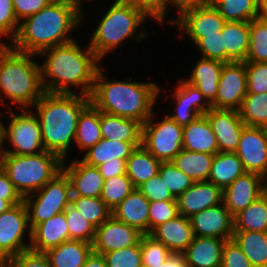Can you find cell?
I'll list each match as a JSON object with an SVG mask.
<instances>
[{"label": "cell", "instance_id": "obj_1", "mask_svg": "<svg viewBox=\"0 0 267 267\" xmlns=\"http://www.w3.org/2000/svg\"><path fill=\"white\" fill-rule=\"evenodd\" d=\"M87 46L82 50L74 40L48 48L39 54L47 57L41 65L45 92L70 94L74 93L70 90L73 86H79L80 94L90 97L101 60Z\"/></svg>", "mask_w": 267, "mask_h": 267}, {"label": "cell", "instance_id": "obj_2", "mask_svg": "<svg viewBox=\"0 0 267 267\" xmlns=\"http://www.w3.org/2000/svg\"><path fill=\"white\" fill-rule=\"evenodd\" d=\"M79 4L53 0L49 5L19 23L9 45L15 50L39 55L42 51L74 41L69 32L82 20Z\"/></svg>", "mask_w": 267, "mask_h": 267}, {"label": "cell", "instance_id": "obj_3", "mask_svg": "<svg viewBox=\"0 0 267 267\" xmlns=\"http://www.w3.org/2000/svg\"><path fill=\"white\" fill-rule=\"evenodd\" d=\"M90 97L76 93H48L34 104L40 121L45 151L57 154L66 161L68 149L75 141L81 111Z\"/></svg>", "mask_w": 267, "mask_h": 267}, {"label": "cell", "instance_id": "obj_4", "mask_svg": "<svg viewBox=\"0 0 267 267\" xmlns=\"http://www.w3.org/2000/svg\"><path fill=\"white\" fill-rule=\"evenodd\" d=\"M99 68L90 95V102L111 115L138 120L144 124L153 113L160 87L153 82L107 81Z\"/></svg>", "mask_w": 267, "mask_h": 267}, {"label": "cell", "instance_id": "obj_5", "mask_svg": "<svg viewBox=\"0 0 267 267\" xmlns=\"http://www.w3.org/2000/svg\"><path fill=\"white\" fill-rule=\"evenodd\" d=\"M0 41V89L10 104L20 109L33 106L45 93L42 85L41 65L32 57Z\"/></svg>", "mask_w": 267, "mask_h": 267}, {"label": "cell", "instance_id": "obj_6", "mask_svg": "<svg viewBox=\"0 0 267 267\" xmlns=\"http://www.w3.org/2000/svg\"><path fill=\"white\" fill-rule=\"evenodd\" d=\"M148 17L153 18L144 8L125 0H115L93 32L89 47L101 60L119 44H124L125 39L137 35L136 40L140 42L146 34H136V31Z\"/></svg>", "mask_w": 267, "mask_h": 267}, {"label": "cell", "instance_id": "obj_7", "mask_svg": "<svg viewBox=\"0 0 267 267\" xmlns=\"http://www.w3.org/2000/svg\"><path fill=\"white\" fill-rule=\"evenodd\" d=\"M63 160L55 153L35 155L0 153V167L24 198L40 190L62 171Z\"/></svg>", "mask_w": 267, "mask_h": 267}, {"label": "cell", "instance_id": "obj_8", "mask_svg": "<svg viewBox=\"0 0 267 267\" xmlns=\"http://www.w3.org/2000/svg\"><path fill=\"white\" fill-rule=\"evenodd\" d=\"M36 194L32 193L24 197L30 226L28 237H30V230L34 226L64 212L70 205L72 196L70 181L66 174L61 171L40 190L36 191Z\"/></svg>", "mask_w": 267, "mask_h": 267}, {"label": "cell", "instance_id": "obj_9", "mask_svg": "<svg viewBox=\"0 0 267 267\" xmlns=\"http://www.w3.org/2000/svg\"><path fill=\"white\" fill-rule=\"evenodd\" d=\"M8 113L11 118L8 125L1 122L0 153L35 155L45 151L41 125L36 113L26 109H22L19 115L9 110ZM5 139H8L13 149L3 148Z\"/></svg>", "mask_w": 267, "mask_h": 267}, {"label": "cell", "instance_id": "obj_10", "mask_svg": "<svg viewBox=\"0 0 267 267\" xmlns=\"http://www.w3.org/2000/svg\"><path fill=\"white\" fill-rule=\"evenodd\" d=\"M152 117L142 125V145L161 162L172 161L183 149V126L167 115L158 123Z\"/></svg>", "mask_w": 267, "mask_h": 267}, {"label": "cell", "instance_id": "obj_11", "mask_svg": "<svg viewBox=\"0 0 267 267\" xmlns=\"http://www.w3.org/2000/svg\"><path fill=\"white\" fill-rule=\"evenodd\" d=\"M27 227L30 226L24 201L0 214V264L6 258L30 249V243L27 245L23 239Z\"/></svg>", "mask_w": 267, "mask_h": 267}, {"label": "cell", "instance_id": "obj_12", "mask_svg": "<svg viewBox=\"0 0 267 267\" xmlns=\"http://www.w3.org/2000/svg\"><path fill=\"white\" fill-rule=\"evenodd\" d=\"M247 94V75L244 62L224 63L215 101L211 108L239 110Z\"/></svg>", "mask_w": 267, "mask_h": 267}, {"label": "cell", "instance_id": "obj_13", "mask_svg": "<svg viewBox=\"0 0 267 267\" xmlns=\"http://www.w3.org/2000/svg\"><path fill=\"white\" fill-rule=\"evenodd\" d=\"M170 22L183 29L189 39L196 43L205 35L221 32L227 21L213 5H208L186 9Z\"/></svg>", "mask_w": 267, "mask_h": 267}, {"label": "cell", "instance_id": "obj_14", "mask_svg": "<svg viewBox=\"0 0 267 267\" xmlns=\"http://www.w3.org/2000/svg\"><path fill=\"white\" fill-rule=\"evenodd\" d=\"M235 153L246 172L267 177V134L264 128L245 125Z\"/></svg>", "mask_w": 267, "mask_h": 267}, {"label": "cell", "instance_id": "obj_15", "mask_svg": "<svg viewBox=\"0 0 267 267\" xmlns=\"http://www.w3.org/2000/svg\"><path fill=\"white\" fill-rule=\"evenodd\" d=\"M142 236L143 233L137 228L129 224H123L111 216L96 228L92 243L93 252L103 255L107 252L131 247L137 245Z\"/></svg>", "mask_w": 267, "mask_h": 267}, {"label": "cell", "instance_id": "obj_16", "mask_svg": "<svg viewBox=\"0 0 267 267\" xmlns=\"http://www.w3.org/2000/svg\"><path fill=\"white\" fill-rule=\"evenodd\" d=\"M205 115L216 136L218 152L235 153L245 126L239 112L211 108Z\"/></svg>", "mask_w": 267, "mask_h": 267}, {"label": "cell", "instance_id": "obj_17", "mask_svg": "<svg viewBox=\"0 0 267 267\" xmlns=\"http://www.w3.org/2000/svg\"><path fill=\"white\" fill-rule=\"evenodd\" d=\"M194 236L229 240L234 232V218L223 202L206 208L190 218Z\"/></svg>", "mask_w": 267, "mask_h": 267}, {"label": "cell", "instance_id": "obj_18", "mask_svg": "<svg viewBox=\"0 0 267 267\" xmlns=\"http://www.w3.org/2000/svg\"><path fill=\"white\" fill-rule=\"evenodd\" d=\"M264 177L245 172L222 190V202L234 217L262 195Z\"/></svg>", "mask_w": 267, "mask_h": 267}, {"label": "cell", "instance_id": "obj_19", "mask_svg": "<svg viewBox=\"0 0 267 267\" xmlns=\"http://www.w3.org/2000/svg\"><path fill=\"white\" fill-rule=\"evenodd\" d=\"M172 96L176 104L173 108L175 114L167 116L183 127L211 109L200 90L186 80H179Z\"/></svg>", "mask_w": 267, "mask_h": 267}, {"label": "cell", "instance_id": "obj_20", "mask_svg": "<svg viewBox=\"0 0 267 267\" xmlns=\"http://www.w3.org/2000/svg\"><path fill=\"white\" fill-rule=\"evenodd\" d=\"M62 163V171L70 181L72 196L100 197L104 177L98 167L91 166L82 160H74L67 167Z\"/></svg>", "mask_w": 267, "mask_h": 267}, {"label": "cell", "instance_id": "obj_21", "mask_svg": "<svg viewBox=\"0 0 267 267\" xmlns=\"http://www.w3.org/2000/svg\"><path fill=\"white\" fill-rule=\"evenodd\" d=\"M179 214L190 218L222 203V189L209 181H197L177 198Z\"/></svg>", "mask_w": 267, "mask_h": 267}, {"label": "cell", "instance_id": "obj_22", "mask_svg": "<svg viewBox=\"0 0 267 267\" xmlns=\"http://www.w3.org/2000/svg\"><path fill=\"white\" fill-rule=\"evenodd\" d=\"M30 250L44 253L70 240L65 213L61 212L30 230Z\"/></svg>", "mask_w": 267, "mask_h": 267}, {"label": "cell", "instance_id": "obj_23", "mask_svg": "<svg viewBox=\"0 0 267 267\" xmlns=\"http://www.w3.org/2000/svg\"><path fill=\"white\" fill-rule=\"evenodd\" d=\"M162 242L171 253L182 254L194 238L190 219L181 214L155 227L150 233Z\"/></svg>", "mask_w": 267, "mask_h": 267}, {"label": "cell", "instance_id": "obj_24", "mask_svg": "<svg viewBox=\"0 0 267 267\" xmlns=\"http://www.w3.org/2000/svg\"><path fill=\"white\" fill-rule=\"evenodd\" d=\"M150 201L135 188L111 212L112 216L123 224L137 228L143 234H149Z\"/></svg>", "mask_w": 267, "mask_h": 267}, {"label": "cell", "instance_id": "obj_25", "mask_svg": "<svg viewBox=\"0 0 267 267\" xmlns=\"http://www.w3.org/2000/svg\"><path fill=\"white\" fill-rule=\"evenodd\" d=\"M224 243L220 238L194 236L182 253L187 267H221Z\"/></svg>", "mask_w": 267, "mask_h": 267}, {"label": "cell", "instance_id": "obj_26", "mask_svg": "<svg viewBox=\"0 0 267 267\" xmlns=\"http://www.w3.org/2000/svg\"><path fill=\"white\" fill-rule=\"evenodd\" d=\"M225 63L244 62L250 45V22L227 21L221 31Z\"/></svg>", "mask_w": 267, "mask_h": 267}, {"label": "cell", "instance_id": "obj_27", "mask_svg": "<svg viewBox=\"0 0 267 267\" xmlns=\"http://www.w3.org/2000/svg\"><path fill=\"white\" fill-rule=\"evenodd\" d=\"M142 123L100 111L101 136L111 141L142 143Z\"/></svg>", "mask_w": 267, "mask_h": 267}, {"label": "cell", "instance_id": "obj_28", "mask_svg": "<svg viewBox=\"0 0 267 267\" xmlns=\"http://www.w3.org/2000/svg\"><path fill=\"white\" fill-rule=\"evenodd\" d=\"M183 149L212 155L218 153L216 136L206 115L197 117L183 127Z\"/></svg>", "mask_w": 267, "mask_h": 267}, {"label": "cell", "instance_id": "obj_29", "mask_svg": "<svg viewBox=\"0 0 267 267\" xmlns=\"http://www.w3.org/2000/svg\"><path fill=\"white\" fill-rule=\"evenodd\" d=\"M223 65L222 61L201 57L192 69L190 78L186 80L200 90L210 105L216 98Z\"/></svg>", "mask_w": 267, "mask_h": 267}, {"label": "cell", "instance_id": "obj_30", "mask_svg": "<svg viewBox=\"0 0 267 267\" xmlns=\"http://www.w3.org/2000/svg\"><path fill=\"white\" fill-rule=\"evenodd\" d=\"M93 252L91 243L69 240L44 252L51 267H82Z\"/></svg>", "mask_w": 267, "mask_h": 267}, {"label": "cell", "instance_id": "obj_31", "mask_svg": "<svg viewBox=\"0 0 267 267\" xmlns=\"http://www.w3.org/2000/svg\"><path fill=\"white\" fill-rule=\"evenodd\" d=\"M140 145L142 143L119 142L102 138L96 145L86 151L81 160L96 167L107 161H118V158L127 160L132 151Z\"/></svg>", "mask_w": 267, "mask_h": 267}, {"label": "cell", "instance_id": "obj_32", "mask_svg": "<svg viewBox=\"0 0 267 267\" xmlns=\"http://www.w3.org/2000/svg\"><path fill=\"white\" fill-rule=\"evenodd\" d=\"M161 161L156 159L143 145L136 147L126 162V174L133 186L138 188L142 183L156 176Z\"/></svg>", "mask_w": 267, "mask_h": 267}, {"label": "cell", "instance_id": "obj_33", "mask_svg": "<svg viewBox=\"0 0 267 267\" xmlns=\"http://www.w3.org/2000/svg\"><path fill=\"white\" fill-rule=\"evenodd\" d=\"M245 172L236 153L218 152L214 155L208 181L223 190Z\"/></svg>", "mask_w": 267, "mask_h": 267}, {"label": "cell", "instance_id": "obj_34", "mask_svg": "<svg viewBox=\"0 0 267 267\" xmlns=\"http://www.w3.org/2000/svg\"><path fill=\"white\" fill-rule=\"evenodd\" d=\"M101 139L100 111L90 102L80 113L74 143L87 151Z\"/></svg>", "mask_w": 267, "mask_h": 267}, {"label": "cell", "instance_id": "obj_35", "mask_svg": "<svg viewBox=\"0 0 267 267\" xmlns=\"http://www.w3.org/2000/svg\"><path fill=\"white\" fill-rule=\"evenodd\" d=\"M232 239L253 267H267V232L234 231Z\"/></svg>", "mask_w": 267, "mask_h": 267}, {"label": "cell", "instance_id": "obj_36", "mask_svg": "<svg viewBox=\"0 0 267 267\" xmlns=\"http://www.w3.org/2000/svg\"><path fill=\"white\" fill-rule=\"evenodd\" d=\"M213 158L212 154L182 149L172 162L195 182L208 181Z\"/></svg>", "mask_w": 267, "mask_h": 267}, {"label": "cell", "instance_id": "obj_37", "mask_svg": "<svg viewBox=\"0 0 267 267\" xmlns=\"http://www.w3.org/2000/svg\"><path fill=\"white\" fill-rule=\"evenodd\" d=\"M233 218L234 231L267 232V200L261 195Z\"/></svg>", "mask_w": 267, "mask_h": 267}, {"label": "cell", "instance_id": "obj_38", "mask_svg": "<svg viewBox=\"0 0 267 267\" xmlns=\"http://www.w3.org/2000/svg\"><path fill=\"white\" fill-rule=\"evenodd\" d=\"M213 6L226 21L250 22L259 17V0H214Z\"/></svg>", "mask_w": 267, "mask_h": 267}, {"label": "cell", "instance_id": "obj_39", "mask_svg": "<svg viewBox=\"0 0 267 267\" xmlns=\"http://www.w3.org/2000/svg\"><path fill=\"white\" fill-rule=\"evenodd\" d=\"M238 112L246 126L264 128L267 125V92L247 93Z\"/></svg>", "mask_w": 267, "mask_h": 267}, {"label": "cell", "instance_id": "obj_40", "mask_svg": "<svg viewBox=\"0 0 267 267\" xmlns=\"http://www.w3.org/2000/svg\"><path fill=\"white\" fill-rule=\"evenodd\" d=\"M70 205L79 211L95 228L112 216L111 210L100 197L71 196Z\"/></svg>", "mask_w": 267, "mask_h": 267}, {"label": "cell", "instance_id": "obj_41", "mask_svg": "<svg viewBox=\"0 0 267 267\" xmlns=\"http://www.w3.org/2000/svg\"><path fill=\"white\" fill-rule=\"evenodd\" d=\"M246 61L267 62V18L257 17L250 21V45Z\"/></svg>", "mask_w": 267, "mask_h": 267}, {"label": "cell", "instance_id": "obj_42", "mask_svg": "<svg viewBox=\"0 0 267 267\" xmlns=\"http://www.w3.org/2000/svg\"><path fill=\"white\" fill-rule=\"evenodd\" d=\"M134 189L135 187L133 186L127 174H122L109 179H104L100 198L105 202L106 206L112 211Z\"/></svg>", "mask_w": 267, "mask_h": 267}, {"label": "cell", "instance_id": "obj_43", "mask_svg": "<svg viewBox=\"0 0 267 267\" xmlns=\"http://www.w3.org/2000/svg\"><path fill=\"white\" fill-rule=\"evenodd\" d=\"M158 174L175 198L195 183L194 180L179 170L172 161L161 162Z\"/></svg>", "mask_w": 267, "mask_h": 267}, {"label": "cell", "instance_id": "obj_44", "mask_svg": "<svg viewBox=\"0 0 267 267\" xmlns=\"http://www.w3.org/2000/svg\"><path fill=\"white\" fill-rule=\"evenodd\" d=\"M64 213L70 240H82L92 244L96 228L71 205L65 209Z\"/></svg>", "mask_w": 267, "mask_h": 267}, {"label": "cell", "instance_id": "obj_45", "mask_svg": "<svg viewBox=\"0 0 267 267\" xmlns=\"http://www.w3.org/2000/svg\"><path fill=\"white\" fill-rule=\"evenodd\" d=\"M142 264L144 267H158L170 256L169 249L149 234H143L140 239Z\"/></svg>", "mask_w": 267, "mask_h": 267}, {"label": "cell", "instance_id": "obj_46", "mask_svg": "<svg viewBox=\"0 0 267 267\" xmlns=\"http://www.w3.org/2000/svg\"><path fill=\"white\" fill-rule=\"evenodd\" d=\"M107 267H142L140 242L127 248L103 254Z\"/></svg>", "mask_w": 267, "mask_h": 267}, {"label": "cell", "instance_id": "obj_47", "mask_svg": "<svg viewBox=\"0 0 267 267\" xmlns=\"http://www.w3.org/2000/svg\"><path fill=\"white\" fill-rule=\"evenodd\" d=\"M179 215L177 200L150 201L149 233L158 225Z\"/></svg>", "mask_w": 267, "mask_h": 267}, {"label": "cell", "instance_id": "obj_48", "mask_svg": "<svg viewBox=\"0 0 267 267\" xmlns=\"http://www.w3.org/2000/svg\"><path fill=\"white\" fill-rule=\"evenodd\" d=\"M247 75V93L267 92V62L244 61Z\"/></svg>", "mask_w": 267, "mask_h": 267}, {"label": "cell", "instance_id": "obj_49", "mask_svg": "<svg viewBox=\"0 0 267 267\" xmlns=\"http://www.w3.org/2000/svg\"><path fill=\"white\" fill-rule=\"evenodd\" d=\"M195 45L200 49L202 58L219 60L225 63V47L221 32L205 35Z\"/></svg>", "mask_w": 267, "mask_h": 267}, {"label": "cell", "instance_id": "obj_50", "mask_svg": "<svg viewBox=\"0 0 267 267\" xmlns=\"http://www.w3.org/2000/svg\"><path fill=\"white\" fill-rule=\"evenodd\" d=\"M0 267H51L44 253L26 250L6 258Z\"/></svg>", "mask_w": 267, "mask_h": 267}, {"label": "cell", "instance_id": "obj_51", "mask_svg": "<svg viewBox=\"0 0 267 267\" xmlns=\"http://www.w3.org/2000/svg\"><path fill=\"white\" fill-rule=\"evenodd\" d=\"M19 21L14 12L13 0H0V37L10 36V43L15 38Z\"/></svg>", "mask_w": 267, "mask_h": 267}, {"label": "cell", "instance_id": "obj_52", "mask_svg": "<svg viewBox=\"0 0 267 267\" xmlns=\"http://www.w3.org/2000/svg\"><path fill=\"white\" fill-rule=\"evenodd\" d=\"M138 189L149 201L177 200L159 174L142 183Z\"/></svg>", "mask_w": 267, "mask_h": 267}, {"label": "cell", "instance_id": "obj_53", "mask_svg": "<svg viewBox=\"0 0 267 267\" xmlns=\"http://www.w3.org/2000/svg\"><path fill=\"white\" fill-rule=\"evenodd\" d=\"M221 267H253L233 239L226 240L222 249Z\"/></svg>", "mask_w": 267, "mask_h": 267}, {"label": "cell", "instance_id": "obj_54", "mask_svg": "<svg viewBox=\"0 0 267 267\" xmlns=\"http://www.w3.org/2000/svg\"><path fill=\"white\" fill-rule=\"evenodd\" d=\"M53 0H13L14 12L17 20L21 22L25 18L34 15Z\"/></svg>", "mask_w": 267, "mask_h": 267}, {"label": "cell", "instance_id": "obj_55", "mask_svg": "<svg viewBox=\"0 0 267 267\" xmlns=\"http://www.w3.org/2000/svg\"><path fill=\"white\" fill-rule=\"evenodd\" d=\"M133 5L144 8L153 19L164 23L166 10L168 6V0H125Z\"/></svg>", "mask_w": 267, "mask_h": 267}, {"label": "cell", "instance_id": "obj_56", "mask_svg": "<svg viewBox=\"0 0 267 267\" xmlns=\"http://www.w3.org/2000/svg\"><path fill=\"white\" fill-rule=\"evenodd\" d=\"M0 197L9 201L13 206L20 204L24 201V198L15 189L12 181L8 178V175L0 167Z\"/></svg>", "mask_w": 267, "mask_h": 267}, {"label": "cell", "instance_id": "obj_57", "mask_svg": "<svg viewBox=\"0 0 267 267\" xmlns=\"http://www.w3.org/2000/svg\"><path fill=\"white\" fill-rule=\"evenodd\" d=\"M126 162L125 159H119L118 161L105 162L98 166L100 174L104 179H109L115 176L126 174Z\"/></svg>", "mask_w": 267, "mask_h": 267}, {"label": "cell", "instance_id": "obj_58", "mask_svg": "<svg viewBox=\"0 0 267 267\" xmlns=\"http://www.w3.org/2000/svg\"><path fill=\"white\" fill-rule=\"evenodd\" d=\"M214 0H168V5L175 6L178 16L186 9L199 6L213 5Z\"/></svg>", "mask_w": 267, "mask_h": 267}, {"label": "cell", "instance_id": "obj_59", "mask_svg": "<svg viewBox=\"0 0 267 267\" xmlns=\"http://www.w3.org/2000/svg\"><path fill=\"white\" fill-rule=\"evenodd\" d=\"M158 267H187L183 254L171 253L163 264Z\"/></svg>", "mask_w": 267, "mask_h": 267}, {"label": "cell", "instance_id": "obj_60", "mask_svg": "<svg viewBox=\"0 0 267 267\" xmlns=\"http://www.w3.org/2000/svg\"><path fill=\"white\" fill-rule=\"evenodd\" d=\"M82 267H107V264L102 254L92 252Z\"/></svg>", "mask_w": 267, "mask_h": 267}, {"label": "cell", "instance_id": "obj_61", "mask_svg": "<svg viewBox=\"0 0 267 267\" xmlns=\"http://www.w3.org/2000/svg\"><path fill=\"white\" fill-rule=\"evenodd\" d=\"M259 17L267 18V0H259Z\"/></svg>", "mask_w": 267, "mask_h": 267}, {"label": "cell", "instance_id": "obj_62", "mask_svg": "<svg viewBox=\"0 0 267 267\" xmlns=\"http://www.w3.org/2000/svg\"><path fill=\"white\" fill-rule=\"evenodd\" d=\"M13 205L7 201L4 200L3 197H0V214L9 210Z\"/></svg>", "mask_w": 267, "mask_h": 267}, {"label": "cell", "instance_id": "obj_63", "mask_svg": "<svg viewBox=\"0 0 267 267\" xmlns=\"http://www.w3.org/2000/svg\"><path fill=\"white\" fill-rule=\"evenodd\" d=\"M262 195L267 200V177L264 178V182L262 186Z\"/></svg>", "mask_w": 267, "mask_h": 267}, {"label": "cell", "instance_id": "obj_64", "mask_svg": "<svg viewBox=\"0 0 267 267\" xmlns=\"http://www.w3.org/2000/svg\"><path fill=\"white\" fill-rule=\"evenodd\" d=\"M65 1H69V2H74L76 4H79L81 6L83 0H65ZM85 1V0H84Z\"/></svg>", "mask_w": 267, "mask_h": 267}, {"label": "cell", "instance_id": "obj_65", "mask_svg": "<svg viewBox=\"0 0 267 267\" xmlns=\"http://www.w3.org/2000/svg\"><path fill=\"white\" fill-rule=\"evenodd\" d=\"M1 122H2V117L0 116V135H1Z\"/></svg>", "mask_w": 267, "mask_h": 267}, {"label": "cell", "instance_id": "obj_66", "mask_svg": "<svg viewBox=\"0 0 267 267\" xmlns=\"http://www.w3.org/2000/svg\"><path fill=\"white\" fill-rule=\"evenodd\" d=\"M264 129H265V132H266V134H267V125L264 127Z\"/></svg>", "mask_w": 267, "mask_h": 267}]
</instances>
